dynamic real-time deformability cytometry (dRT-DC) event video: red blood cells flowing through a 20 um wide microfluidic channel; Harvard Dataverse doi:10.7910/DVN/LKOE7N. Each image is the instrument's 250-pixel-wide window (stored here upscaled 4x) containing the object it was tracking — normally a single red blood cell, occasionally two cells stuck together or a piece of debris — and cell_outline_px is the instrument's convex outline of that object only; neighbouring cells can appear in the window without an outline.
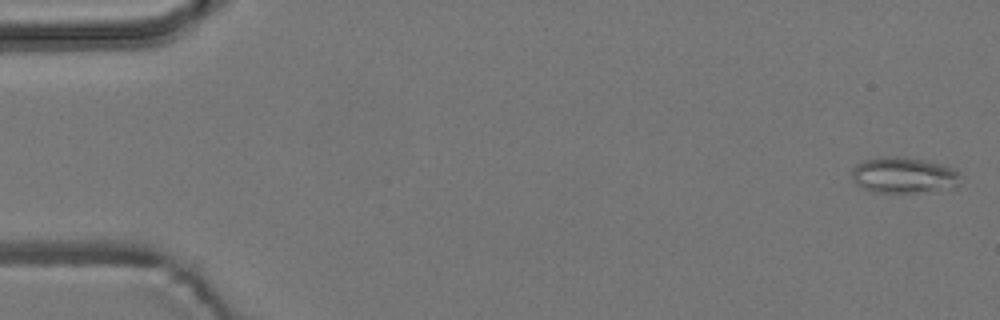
{"species": "common noctule bat (a hibernating species)", "species_latin": "Nyctalus noctula", "temperature_condition": "room temperature", "stored_images_in_passage": 5, "camera_frame_rate_fps": 3000, "um_per_image_px": 0.085, "animal": {"sex": "male", "body_mass_g": 19.2, "forearm_length_mm": 51.8}, "frame": {"image": 1, "passage_image": 1, "time_ms": 0.0, "image_size_px": [1000, 320], "cell_outline_px": [[960, 184], [956, 188], [916, 192], [872, 192], [856, 184], [852, 176], [852, 168], [856, 164], [864, 160], [880, 156], [904, 156], [924, 160], [940, 164], [952, 168], [960, 172]], "centroid_in_image_um": [76.83, 14.88], "position_along_channel_um": 8.2, "area_um2": 23.0}}